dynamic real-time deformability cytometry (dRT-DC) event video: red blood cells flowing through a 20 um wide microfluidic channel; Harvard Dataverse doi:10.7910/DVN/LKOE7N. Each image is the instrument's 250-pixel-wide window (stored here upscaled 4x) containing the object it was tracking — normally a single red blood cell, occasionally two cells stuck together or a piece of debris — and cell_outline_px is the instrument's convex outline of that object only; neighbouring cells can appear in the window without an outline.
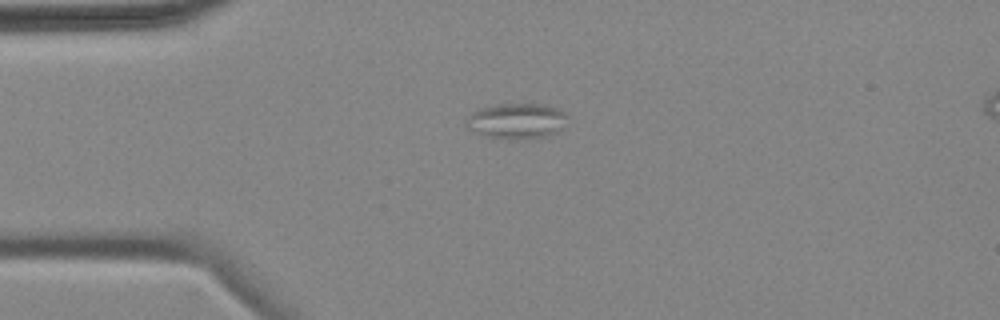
{"species": "common noctule bat (a hibernating species)", "species_latin": "Nyctalus noctula", "temperature_condition": "cold", "stored_images_in_passage": 2, "camera_frame_rate_fps": 3000, "um_per_image_px": 0.085, "animal": {"sex": "female", "body_mass_g": 18.4}, "frame": {"image": 1, "passage_image": 1, "time_ms": 0.0, "image_size_px": [1000, 320], "cell_outline_px": [[568, 116], [560, 128], [556, 132], [544, 136], [508, 140], [488, 136], [468, 128], [468, 116], [472, 112], [480, 108], [496, 104], [548, 104], [568, 112]], "centroid_in_image_um": [43.96, 10.25], "position_along_channel_um": 41.0, "area_um2": 20.75}}